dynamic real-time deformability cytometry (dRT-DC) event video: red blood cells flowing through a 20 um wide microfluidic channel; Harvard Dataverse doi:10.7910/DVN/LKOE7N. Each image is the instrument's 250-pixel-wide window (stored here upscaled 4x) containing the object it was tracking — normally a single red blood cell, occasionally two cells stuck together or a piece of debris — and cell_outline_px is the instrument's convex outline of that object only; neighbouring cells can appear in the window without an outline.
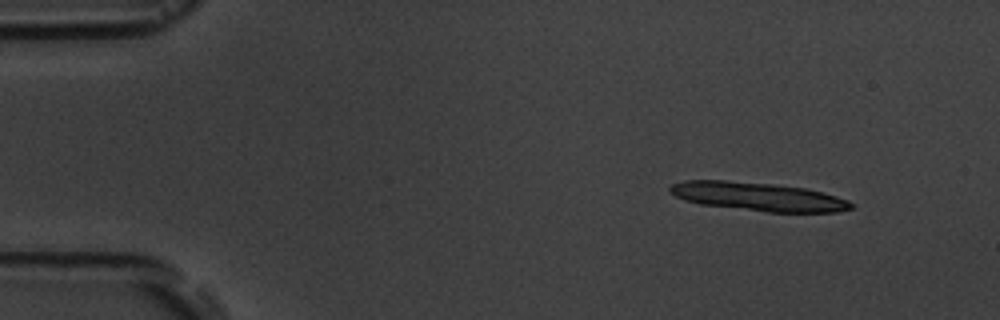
{"species": "common noctule bat (a hibernating species)", "species_latin": "Nyctalus noctula", "temperature_condition": "room temperature", "stored_images_in_passage": 14, "camera_frame_rate_fps": 3000, "um_per_image_px": 0.085, "animal": {"sex": "male", "body_mass_g": 19.5, "forearm_length_mm": 54.6}, "frame": {"image": 1, "passage_image": 1, "time_ms": 0.0, "image_size_px": [1000, 320], "cell_outline_px": [[852, 208], [836, 212], [768, 212], [700, 204], [684, 200], [676, 196], [668, 188], [672, 184], [684, 180], [728, 180], [772, 184], [804, 188], [836, 196], [848, 200], [852, 204]], "centroid_in_image_um": [64.41, 16.71], "position_along_channel_um": 20.6, "area_um2": 29.88}}
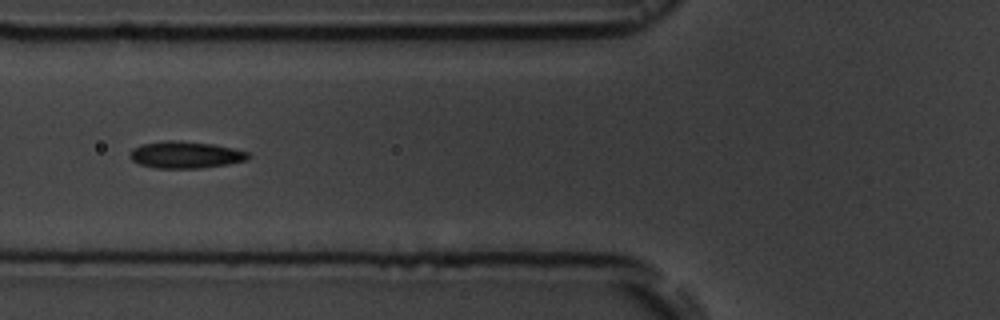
{"frame": {"image": 2, "passage_image": 5, "time_ms": 5.333, "image_size_px": [1000, 320], "cell_outline_px": [[252, 156], [248, 160], [228, 164], [200, 168], [156, 168], [140, 164], [132, 160], [128, 156], [132, 148], [140, 144], [164, 140], [172, 140], [212, 144], [232, 148], [248, 152]], "centroid_in_image_um": [15.75, 13.16], "position_along_channel_um": 110.0, "area_um2": 18.61}}
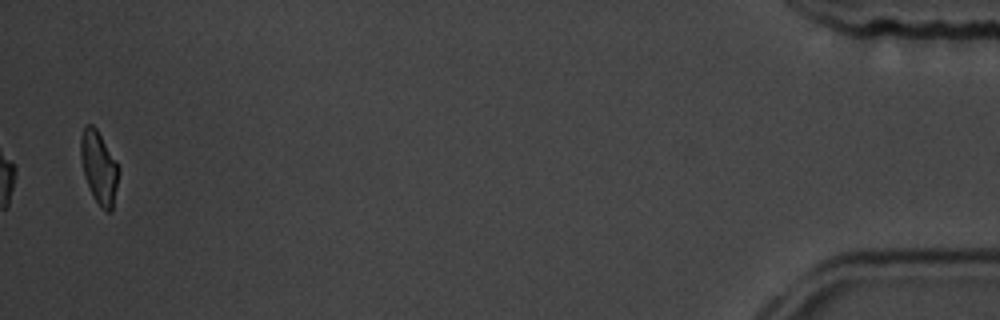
{"frame": {"image": 3, "passage_image": 14, "time_ms": 16.667, "image_size_px": [1000, 320], "cell_outline_px": [[120, 168], [112, 212], [108, 212], [92, 196], [84, 176], [80, 156], [80, 136], [84, 124], [92, 124], [96, 128], [116, 160]], "centroid_in_image_um": [8.4, 14.19], "position_along_channel_um": 426.8, "area_um2": 16.13}, "authors_computed_cell_mechanics": {"area_um2": 18.0625, "velocity_mm_per_s": 3.5962, "shape_relaxation_time_tau1_ms": 6.442, "shape_relaxation_time_tau2_ms": 2.6, "deformation_change_tau1": 0.1547, "deformation_change_tau2": 0.1036}}